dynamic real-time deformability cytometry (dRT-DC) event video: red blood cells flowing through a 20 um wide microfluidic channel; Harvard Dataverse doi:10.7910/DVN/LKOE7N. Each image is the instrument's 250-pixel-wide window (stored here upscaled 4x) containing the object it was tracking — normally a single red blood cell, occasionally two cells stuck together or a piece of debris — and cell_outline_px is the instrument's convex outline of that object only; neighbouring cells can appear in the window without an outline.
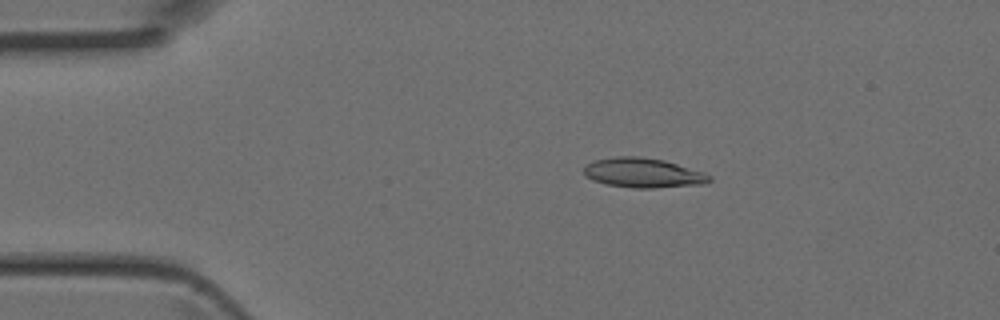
{"species": "Egyptian fruit bat (a non-hibernating species)", "species_latin": "Rousettus aegyptiacus", "temperature_condition": "room temperature", "stored_images_in_passage": 4, "camera_frame_rate_fps": 3000, "um_per_image_px": 0.085, "animal": {"sex": "female"}, "frame": {"image": 1, "passage_image": 2, "time_ms": 0.333, "image_size_px": [1000, 320], "cell_outline_px": [[712, 180], [704, 184], [652, 188], [632, 188], [604, 184], [592, 180], [584, 176], [584, 168], [588, 164], [596, 160], [616, 156], [640, 156], [664, 160], [704, 172], [712, 176]], "centroid_in_image_um": [54.67, 14.7], "position_along_channel_um": 30.3, "area_um2": 21.79}}